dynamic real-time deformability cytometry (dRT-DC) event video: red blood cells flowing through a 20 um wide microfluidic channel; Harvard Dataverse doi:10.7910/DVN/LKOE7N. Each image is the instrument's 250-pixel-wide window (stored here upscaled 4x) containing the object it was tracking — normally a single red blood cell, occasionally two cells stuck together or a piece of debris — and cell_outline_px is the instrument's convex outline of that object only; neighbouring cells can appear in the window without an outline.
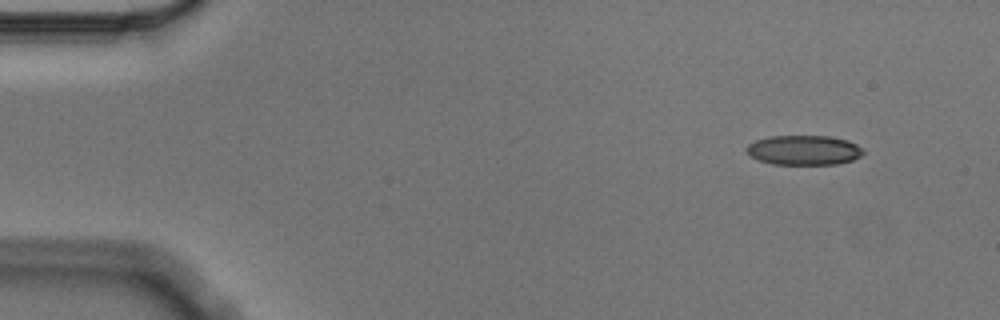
{"species": "Egyptian fruit bat (a non-hibernating species)", "species_latin": "Rousettus aegyptiacus", "temperature_condition": "cold", "stored_images_in_passage": 3, "camera_frame_rate_fps": 3000, "um_per_image_px": 0.085, "animal": {"sex": "male"}, "frame": {"image": 1, "passage_image": 3, "time_ms": 0.667, "image_size_px": [1000, 320], "cell_outline_px": [[864, 152], [860, 156], [852, 160], [836, 164], [772, 164], [748, 156], [744, 148], [748, 144], [756, 140], [772, 136], [828, 136], [848, 140], [856, 144]], "centroid_in_image_um": [68.28, 12.76], "position_along_channel_um": 16.7, "area_um2": 20.17}}